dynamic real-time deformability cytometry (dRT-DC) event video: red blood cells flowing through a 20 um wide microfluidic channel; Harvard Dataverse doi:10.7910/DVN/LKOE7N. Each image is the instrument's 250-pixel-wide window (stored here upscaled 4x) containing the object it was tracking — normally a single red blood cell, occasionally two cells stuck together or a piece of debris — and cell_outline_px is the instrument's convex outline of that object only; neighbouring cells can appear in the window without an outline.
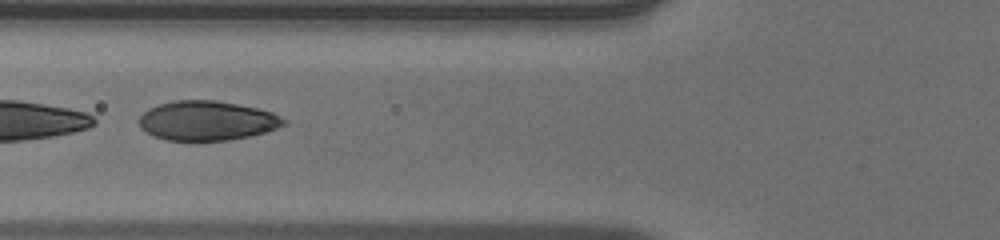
{"species": "human", "species_latin": "Homo sapiens", "temperature_condition": "warm", "stored_images_in_passage": 8, "camera_frame_rate_fps": 3000, "um_per_image_px": 0.085, "donor": {"sex": "male"}, "frame": {"image": 1, "passage_image": 5, "time_ms": 1.333, "image_size_px": [1000, 240], "cell_outline_px": [[288, 124], [264, 132], [248, 136], [228, 140], [164, 140], [152, 136], [144, 132], [140, 128], [140, 116], [148, 108], [172, 100], [216, 100], [256, 108], [272, 112], [288, 120]], "centroid_in_image_um": [17.58, 10.25], "position_along_channel_um": 108.2, "area_um2": 33.35}}